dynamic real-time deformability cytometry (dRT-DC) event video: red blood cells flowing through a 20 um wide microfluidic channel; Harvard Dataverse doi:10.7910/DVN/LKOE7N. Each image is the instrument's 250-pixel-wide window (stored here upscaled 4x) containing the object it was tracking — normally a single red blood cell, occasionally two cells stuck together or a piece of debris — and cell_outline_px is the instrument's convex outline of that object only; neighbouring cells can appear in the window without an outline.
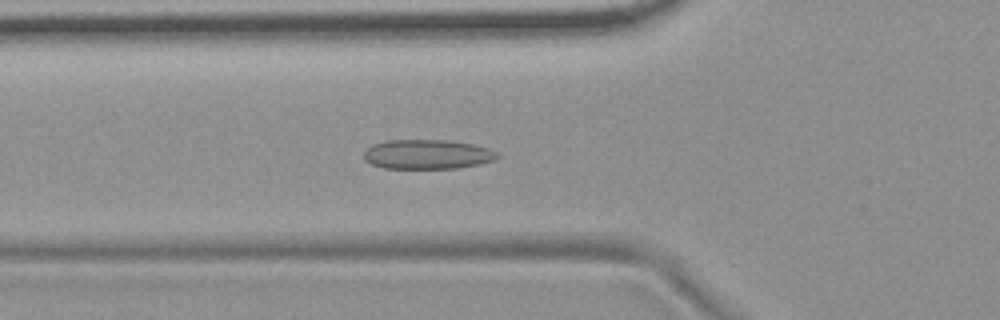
{"species": "common noctule bat (a hibernating species)", "species_latin": "Nyctalus noctula", "temperature_condition": "room temperature", "stored_images_in_passage": 30, "camera_frame_rate_fps": 3000, "um_per_image_px": 0.085, "animal": {"sex": "female", "body_mass_g": 19.9}, "frame": {"image": 1, "passage_image": 9, "time_ms": 2.667, "image_size_px": [1000, 320], "cell_outline_px": [[500, 156], [496, 160], [480, 164], [456, 168], [384, 168], [372, 164], [364, 160], [364, 152], [372, 144], [384, 140], [448, 140], [476, 144], [500, 152]], "centroid_in_image_um": [36.37, 13.11], "position_along_channel_um": 89.4, "area_um2": 23.24}}
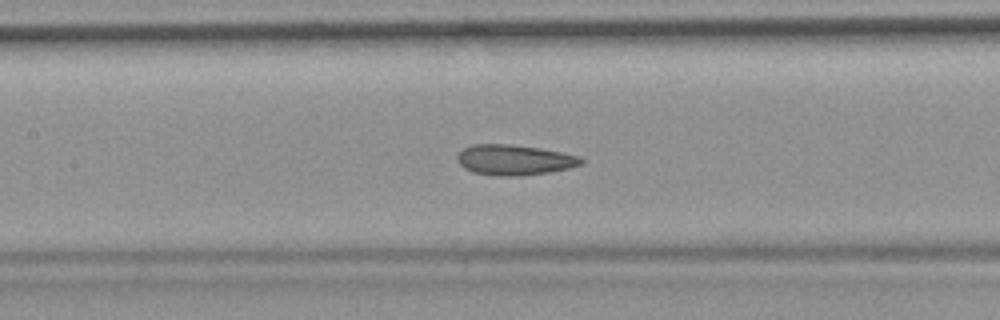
{"frame": {"image": 2, "passage_image": 15, "time_ms": 4.667, "image_size_px": [1000, 320], "cell_outline_px": [[584, 164], [568, 168], [548, 172], [524, 176], [492, 176], [472, 172], [464, 168], [456, 160], [456, 156], [464, 148], [472, 144], [512, 144], [540, 148], [580, 156], [584, 160]], "centroid_in_image_um": [43.7, 13.6], "position_along_channel_um": 163.7, "area_um2": 22.2}}
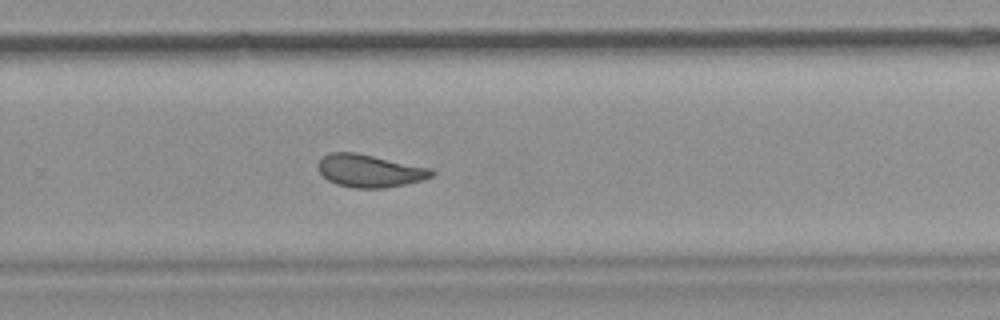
{"frame": {"image": 3, "passage_image": 26, "time_ms": 8.333, "image_size_px": [1000, 320], "cell_outline_px": [[436, 172], [432, 176], [424, 180], [384, 188], [352, 188], [336, 184], [328, 180], [320, 172], [316, 164], [328, 152], [356, 152], [432, 168]], "centroid_in_image_um": [31.43, 14.51], "position_along_channel_um": 298.4, "area_um2": 21.79}}